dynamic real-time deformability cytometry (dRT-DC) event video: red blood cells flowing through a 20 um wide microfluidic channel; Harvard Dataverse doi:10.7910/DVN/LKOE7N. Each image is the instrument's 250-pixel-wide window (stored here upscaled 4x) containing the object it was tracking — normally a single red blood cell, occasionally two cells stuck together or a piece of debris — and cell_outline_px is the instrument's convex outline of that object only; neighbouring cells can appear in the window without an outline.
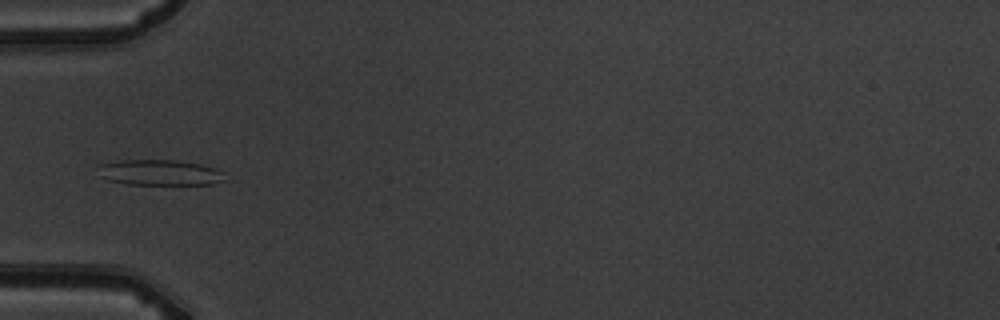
{"species": "common noctule bat (a hibernating species)", "species_latin": "Nyctalus noctula", "temperature_condition": "warm", "stored_images_in_passage": 8, "camera_frame_rate_fps": 3000, "um_per_image_px": 0.085, "animal": {"sex": "male", "body_mass_g": 19.5, "forearm_length_mm": 54.6}, "frame": {"image": 1, "passage_image": 5, "time_ms": 5.667, "image_size_px": [1000, 320], "cell_outline_px": [[228, 180], [212, 184], [128, 184], [108, 180], [104, 176], [100, 164], [120, 160], [172, 160], [200, 164], [216, 168], [224, 172]], "centroid_in_image_um": [13.71, 14.67], "position_along_channel_um": 71.3, "area_um2": 18.67}}
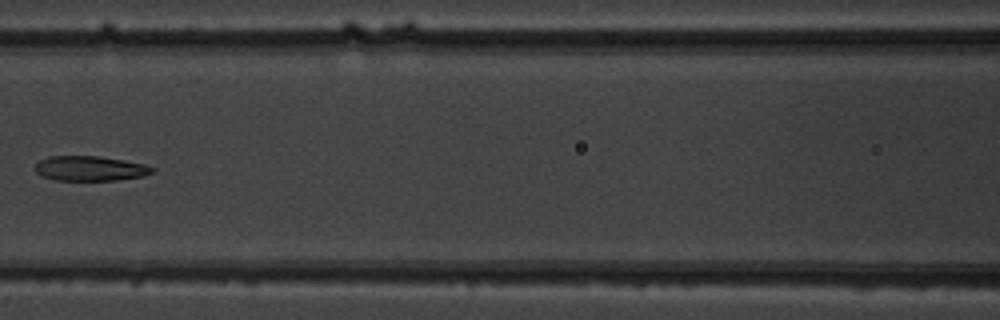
{"frame": {"image": 2, "passage_image": 7, "time_ms": 8.0, "image_size_px": [1000, 320], "cell_outline_px": [[156, 172], [144, 176], [116, 180], [56, 180], [40, 176], [36, 172], [36, 164], [40, 160], [52, 156], [100, 156], [144, 164], [156, 168]], "centroid_in_image_um": [7.7, 14.32], "position_along_channel_um": 158.9, "area_um2": 16.99}}
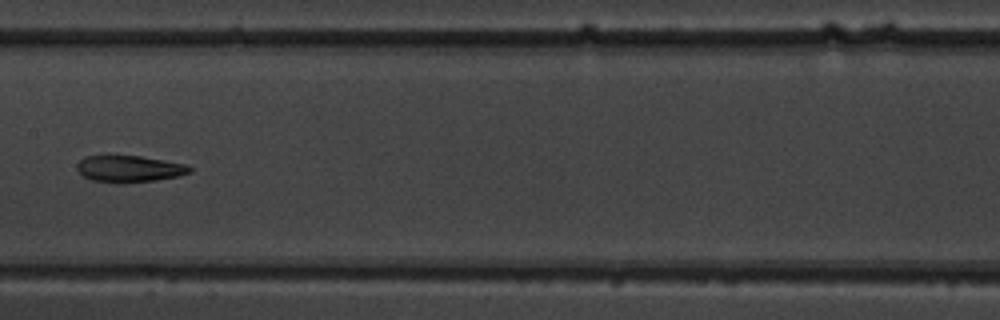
{"frame": {"image": 3, "passage_image": 8, "time_ms": 9.0, "image_size_px": [1000, 320], "cell_outline_px": [[192, 172], [180, 176], [152, 180], [92, 180], [84, 176], [76, 168], [76, 164], [84, 156], [140, 156], [188, 164], [192, 168]], "centroid_in_image_um": [11.05, 14.3], "position_along_channel_um": 196.4, "area_um2": 16.7}}